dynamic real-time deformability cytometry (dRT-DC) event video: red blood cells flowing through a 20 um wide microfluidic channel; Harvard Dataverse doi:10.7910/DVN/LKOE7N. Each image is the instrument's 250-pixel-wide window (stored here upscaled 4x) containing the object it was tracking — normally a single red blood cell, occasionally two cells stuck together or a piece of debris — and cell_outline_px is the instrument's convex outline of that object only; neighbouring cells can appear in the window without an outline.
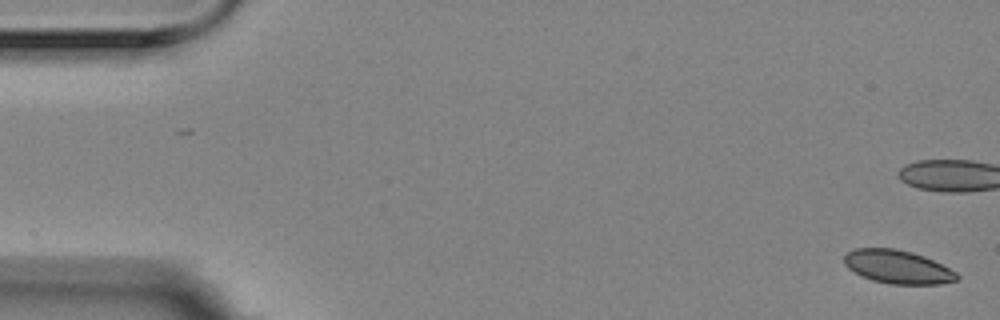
{"species": "Egyptian fruit bat (a non-hibernating species)", "species_latin": "Rousettus aegyptiacus", "temperature_condition": "room temperature", "stored_images_in_passage": 8, "camera_frame_rate_fps": 3000, "um_per_image_px": 0.085, "animal": {"sex": "female"}, "frame": {"image": 1, "passage_image": 1, "time_ms": 0.0, "image_size_px": [1000, 320], "cell_outline_px": [[960, 276], [956, 280], [940, 284], [892, 284], [872, 280], [860, 276], [848, 268], [844, 264], [844, 256], [848, 252], [856, 248], [892, 248], [912, 252], [924, 256], [956, 272]], "centroid_in_image_um": [76.27, 22.69], "position_along_channel_um": 8.7, "area_um2": 21.85}}
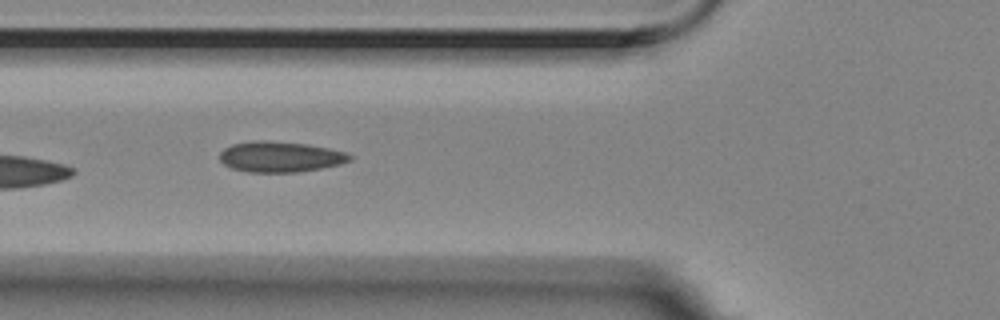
{"frame": {"image": 2, "passage_image": 7, "time_ms": 2.0, "image_size_px": [1000, 320], "cell_outline_px": [[352, 160], [340, 164], [320, 168], [296, 172], [248, 172], [232, 168], [224, 164], [220, 160], [220, 152], [224, 148], [232, 144], [252, 140], [264, 140], [308, 144], [328, 148], [344, 152], [352, 156]], "centroid_in_image_um": [23.8, 13.32], "position_along_channel_um": 102.0, "area_um2": 23.18}}
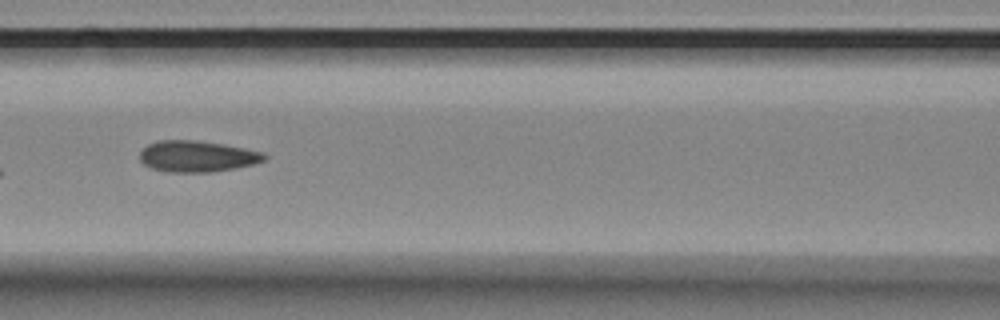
{"frame": {"image": 3, "passage_image": 8, "time_ms": 2.333, "image_size_px": [1000, 320], "cell_outline_px": [[268, 156], [264, 160], [256, 164], [236, 168], [212, 172], [168, 172], [152, 168], [144, 164], [140, 160], [140, 152], [148, 144], [156, 140], [196, 140], [244, 148], [264, 152]], "centroid_in_image_um": [16.77, 13.29], "position_along_channel_um": 149.8, "area_um2": 22.72}}